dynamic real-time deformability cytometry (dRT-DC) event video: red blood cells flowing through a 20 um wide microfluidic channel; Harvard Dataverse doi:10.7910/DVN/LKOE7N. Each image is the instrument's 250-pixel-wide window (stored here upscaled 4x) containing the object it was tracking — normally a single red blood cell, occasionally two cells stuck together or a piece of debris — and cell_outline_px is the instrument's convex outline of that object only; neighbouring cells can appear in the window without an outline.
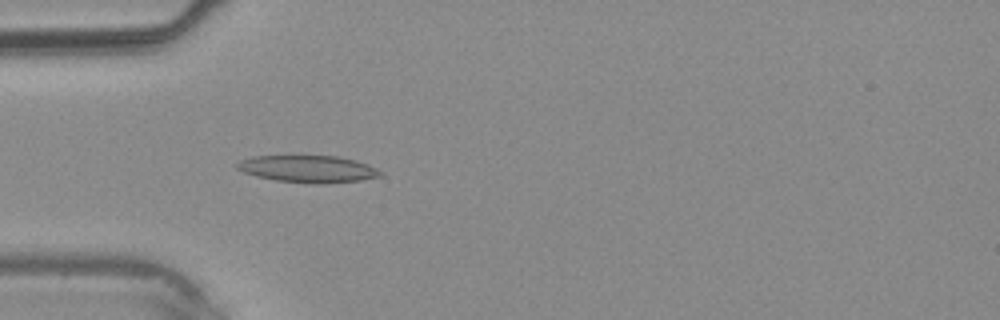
{"species": "common noctule bat (a hibernating species)", "species_latin": "Nyctalus noctula", "temperature_condition": "warm", "stored_images_in_passage": 38, "camera_frame_rate_fps": 3000, "um_per_image_px": 0.085, "animal": {"sex": "male", "body_mass_g": 20.4}, "frame": {"image": 1, "passage_image": 12, "time_ms": 3.667, "image_size_px": [1000, 320], "cell_outline_px": [[384, 172], [380, 176], [360, 180], [316, 184], [312, 184], [276, 180], [256, 176], [244, 172], [236, 168], [236, 164], [240, 160], [252, 156], [336, 156], [356, 160], [368, 164]], "centroid_in_image_um": [26.18, 14.35], "position_along_channel_um": 58.8, "area_um2": 22.54}}
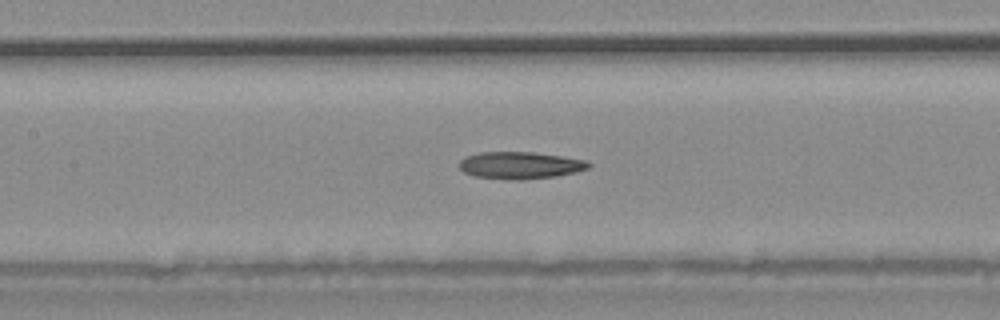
{"frame": {"image": 2, "passage_image": 18, "time_ms": 5.667, "image_size_px": [1000, 320], "cell_outline_px": [[592, 164], [588, 168], [576, 172], [556, 176], [520, 180], [512, 180], [472, 176], [464, 172], [456, 164], [464, 156], [476, 152], [532, 152], [560, 156], [584, 160]], "centroid_in_image_um": [44.13, 14.05], "position_along_channel_um": 163.3, "area_um2": 20.58}}
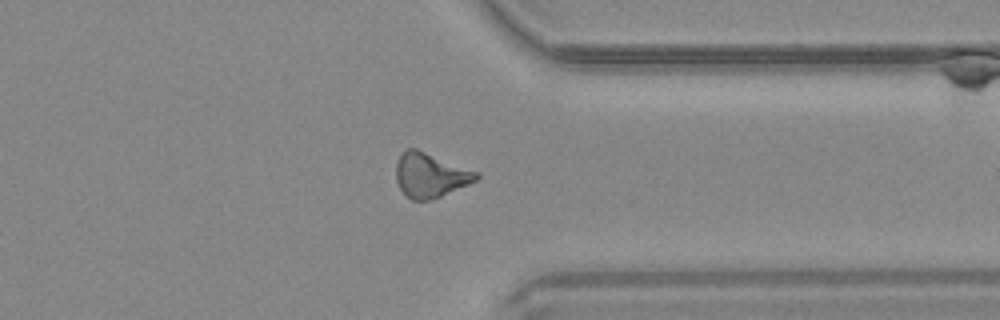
{"frame": {"image": 3, "passage_image": 30, "time_ms": 9.667, "image_size_px": [1000, 320], "cell_outline_px": [[480, 176], [476, 180], [468, 184], [440, 196], [428, 200], [412, 200], [400, 188], [396, 180], [396, 160], [408, 148], [416, 148], [480, 172]], "centroid_in_image_um": [36.58, 14.87], "position_along_channel_um": 374.8, "area_um2": 20.63}}